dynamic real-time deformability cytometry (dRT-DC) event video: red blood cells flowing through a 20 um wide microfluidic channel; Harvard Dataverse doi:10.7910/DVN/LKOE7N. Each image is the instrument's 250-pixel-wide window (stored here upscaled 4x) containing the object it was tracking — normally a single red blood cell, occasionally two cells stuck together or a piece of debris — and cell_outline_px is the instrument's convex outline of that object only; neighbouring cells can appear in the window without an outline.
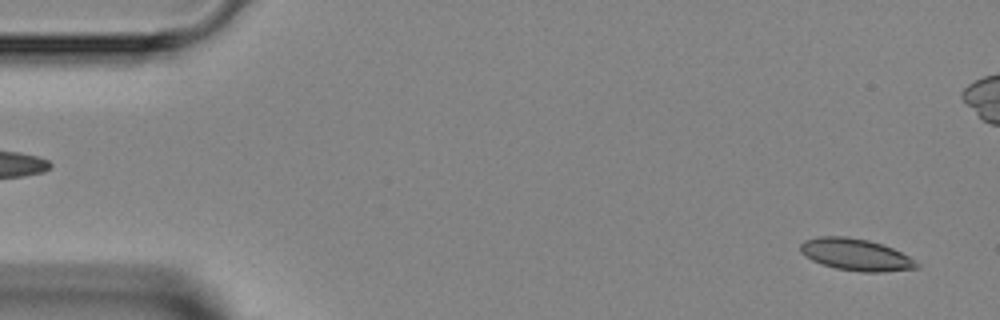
{"species": "Egyptian fruit bat (a non-hibernating species)", "species_latin": "Rousettus aegyptiacus", "temperature_condition": "room temperature", "stored_images_in_passage": 3, "camera_frame_rate_fps": 3000, "um_per_image_px": 0.085, "animal": {"sex": "female"}, "frame": {"image": 1, "passage_image": 3, "time_ms": 3.667, "image_size_px": [1000, 320], "cell_outline_px": [[920, 268], [880, 272], [860, 272], [836, 268], [812, 260], [804, 256], [800, 252], [800, 244], [804, 240], [816, 236], [848, 236], [868, 240], [892, 248], [916, 260], [920, 264]], "centroid_in_image_um": [72.73, 21.64], "position_along_channel_um": 12.3, "area_um2": 21.68}}